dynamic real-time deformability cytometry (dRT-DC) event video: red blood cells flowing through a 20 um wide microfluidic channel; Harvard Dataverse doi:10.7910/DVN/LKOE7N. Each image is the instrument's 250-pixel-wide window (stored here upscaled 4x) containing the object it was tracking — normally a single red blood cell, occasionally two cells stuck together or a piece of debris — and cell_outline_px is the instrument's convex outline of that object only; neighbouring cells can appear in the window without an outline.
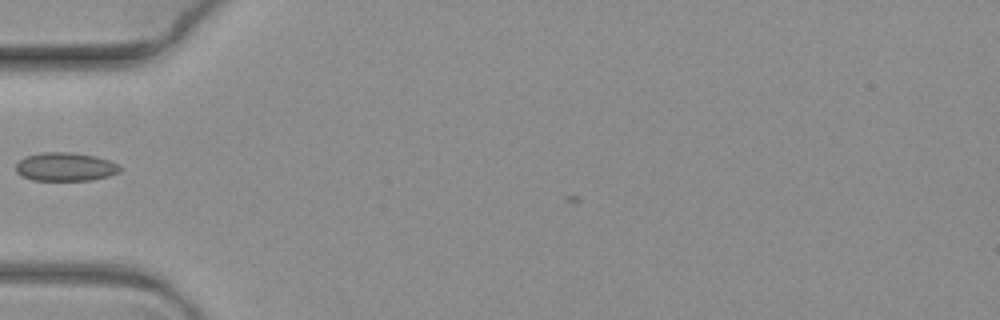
{"species": "common noctule bat (a hibernating species)", "species_latin": "Nyctalus noctula", "temperature_condition": "warm", "stored_images_in_passage": 5, "camera_frame_rate_fps": 3000, "um_per_image_px": 0.085, "animal": {"sex": "female", "body_mass_g": 19.3, "forearm_length_mm": 54.1}, "frame": {"image": 1, "passage_image": 4, "time_ms": 1.0, "image_size_px": [1000, 320], "cell_outline_px": [[120, 172], [108, 176], [88, 180], [32, 180], [16, 172], [16, 164], [24, 156], [44, 152], [68, 152], [92, 156], [108, 160], [116, 164], [120, 168]], "centroid_in_image_um": [5.51, 14.18], "position_along_channel_um": 79.5, "area_um2": 16.99}}